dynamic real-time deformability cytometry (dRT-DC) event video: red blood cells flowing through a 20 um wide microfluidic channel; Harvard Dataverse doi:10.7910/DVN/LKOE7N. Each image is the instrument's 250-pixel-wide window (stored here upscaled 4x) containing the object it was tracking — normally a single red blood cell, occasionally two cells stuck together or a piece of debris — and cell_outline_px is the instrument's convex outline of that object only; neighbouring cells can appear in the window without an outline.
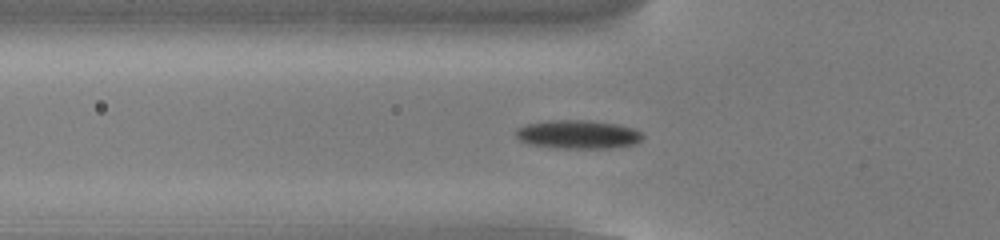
{"species": "common noctule bat (a hibernating species)", "species_latin": "Nyctalus noctula", "temperature_condition": "cold", "stored_images_in_passage": 54, "camera_frame_rate_fps": 3000, "um_per_image_px": 0.085, "animal": {"sex": "male", "body_mass_g": 13.0, "forearm_length_mm": 53.1}, "frame": {"image": 1, "passage_image": 19, "time_ms": 6.0, "image_size_px": [1000, 240], "cell_outline_px": [[644, 136], [636, 144], [608, 148], [556, 148], [528, 144], [520, 140], [516, 136], [516, 128], [528, 124], [548, 120], [592, 120], [616, 124], [636, 128]], "centroid_in_image_um": [49.14, 11.42], "position_along_channel_um": 76.7, "area_um2": 21.27}}
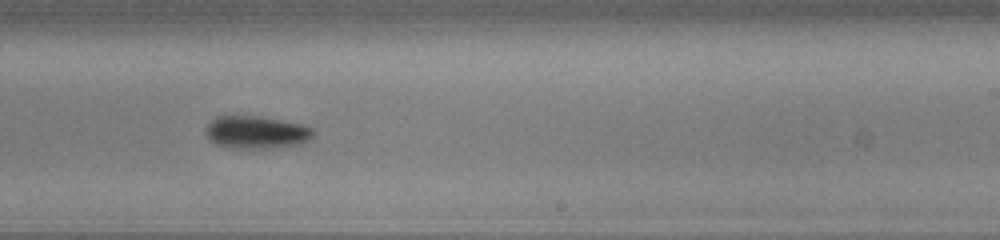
{"frame": {"image": 2, "passage_image": 34, "time_ms": 11.0, "image_size_px": [1000, 240], "cell_outline_px": [[312, 136], [308, 140], [300, 144], [272, 148], [228, 148], [216, 144], [208, 140], [204, 132], [208, 124], [216, 116], [260, 116], [304, 124], [312, 128]], "centroid_in_image_um": [21.75, 11.24], "position_along_channel_um": 267.2, "area_um2": 20.63}}
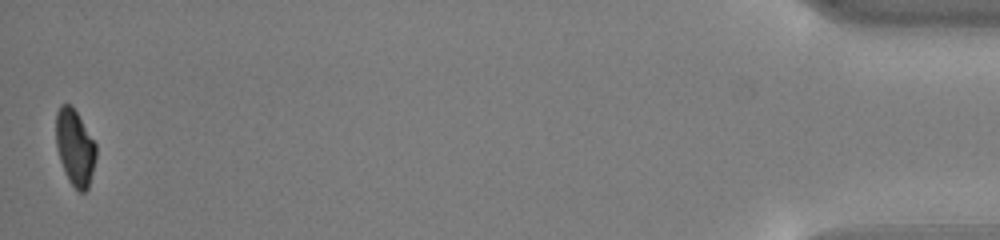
{"frame": {"image": 3, "passage_image": 54, "time_ms": 17.667, "image_size_px": [1000, 240], "cell_outline_px": [[96, 160], [88, 188], [84, 192], [80, 192], [68, 180], [64, 172], [56, 148], [56, 112], [60, 104], [72, 104], [96, 144]], "centroid_in_image_um": [6.36, 12.52], "position_along_channel_um": 428.8, "area_um2": 17.92}, "authors_computed_cell_mechanics": {"area_um2": 19.1607, "velocity_mm_per_s": 3.8125, "shape_relaxation_time_tau1_ms": 2.1423, "shape_relaxation_time_tau2_ms": null, "deformation_change_tau1": 0.1211, "deformation_change_tau2": null}}